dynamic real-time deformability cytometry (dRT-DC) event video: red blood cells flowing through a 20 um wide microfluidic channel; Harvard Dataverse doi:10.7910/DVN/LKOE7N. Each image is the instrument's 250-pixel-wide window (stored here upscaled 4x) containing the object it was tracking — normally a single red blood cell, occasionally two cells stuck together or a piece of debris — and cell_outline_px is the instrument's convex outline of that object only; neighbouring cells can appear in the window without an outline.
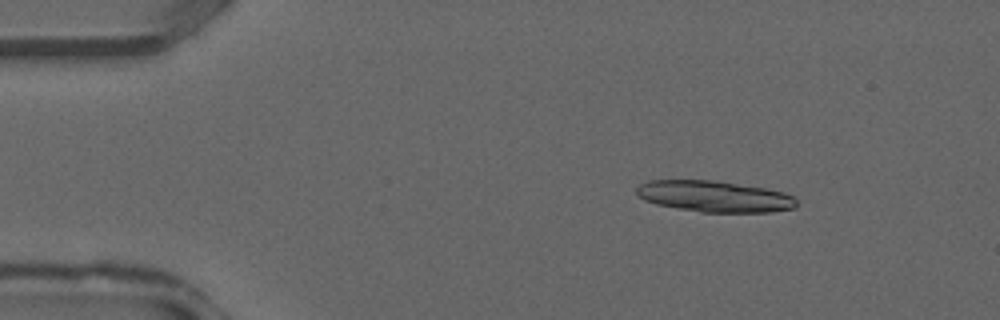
{"species": "common noctule bat (a hibernating species)", "species_latin": "Nyctalus noctula", "temperature_condition": "warm", "stored_images_in_passage": 36, "camera_frame_rate_fps": 3000, "um_per_image_px": 0.085, "animal": {"sex": "male", "forearm_length_mm": 52.5}, "frame": {"image": 1, "passage_image": 5, "time_ms": 1.333, "image_size_px": [1000, 320], "cell_outline_px": [[796, 208], [772, 212], [700, 212], [656, 204], [644, 200], [636, 192], [636, 188], [640, 184], [648, 180], [712, 180], [764, 188], [784, 192], [792, 196], [796, 200]], "centroid_in_image_um": [60.72, 16.69], "position_along_channel_um": 24.3, "area_um2": 29.02}}
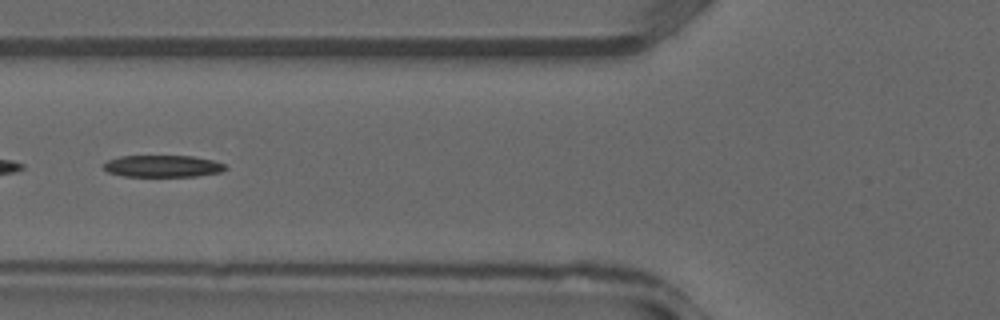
{"frame": {"image": 2, "passage_image": 14, "time_ms": 4.333, "image_size_px": [1000, 320], "cell_outline_px": [[228, 168], [220, 172], [196, 176], [124, 176], [108, 172], [104, 168], [104, 164], [108, 160], [120, 156], [192, 156], [212, 160], [224, 164]], "centroid_in_image_um": [13.83, 14.12], "position_along_channel_um": 112.0, "area_um2": 15.37}}
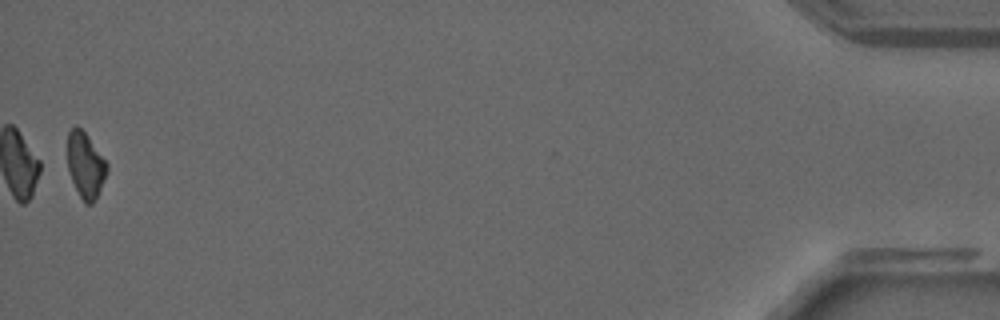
{"frame": {"image": 3, "passage_image": 36, "time_ms": 11.667, "image_size_px": [1000, 320], "cell_outline_px": [[108, 172], [92, 204], [84, 204], [72, 180], [68, 168], [68, 132], [76, 124], [84, 132], [108, 164]], "centroid_in_image_um": [7.26, 14.04], "position_along_channel_um": 427.9, "area_um2": 14.74}}